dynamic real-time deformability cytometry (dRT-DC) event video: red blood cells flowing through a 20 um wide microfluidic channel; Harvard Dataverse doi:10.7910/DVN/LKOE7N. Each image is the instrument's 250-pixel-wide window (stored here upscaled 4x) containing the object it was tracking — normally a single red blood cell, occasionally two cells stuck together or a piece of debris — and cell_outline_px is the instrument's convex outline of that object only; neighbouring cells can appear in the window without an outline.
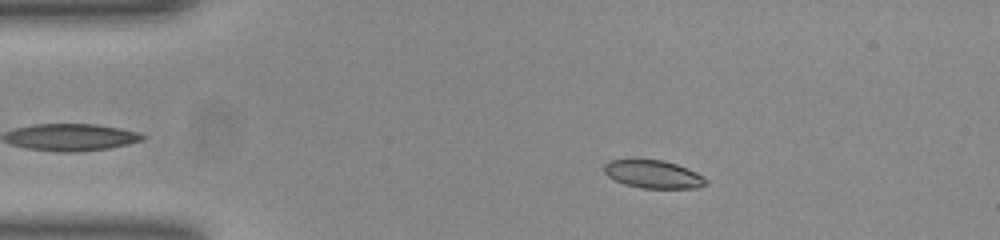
{"species": "common noctule bat (a hibernating species)", "species_latin": "Nyctalus noctula", "temperature_condition": "room temperature", "stored_images_in_passage": 45, "camera_frame_rate_fps": 3000, "um_per_image_px": 0.085, "animal": {"sex": "female", "body_mass_g": 23.0, "forearm_length_mm": 53.4}, "frame": {"image": 1, "passage_image": 9, "time_ms": 2.667, "image_size_px": [1000, 240], "cell_outline_px": [[708, 184], [696, 188], [640, 188], [624, 184], [608, 176], [604, 172], [604, 164], [608, 160], [664, 160], [676, 164], [696, 172], [704, 176], [708, 180]], "centroid_in_image_um": [55.55, 14.82], "position_along_channel_um": 29.5, "area_um2": 16.59}}
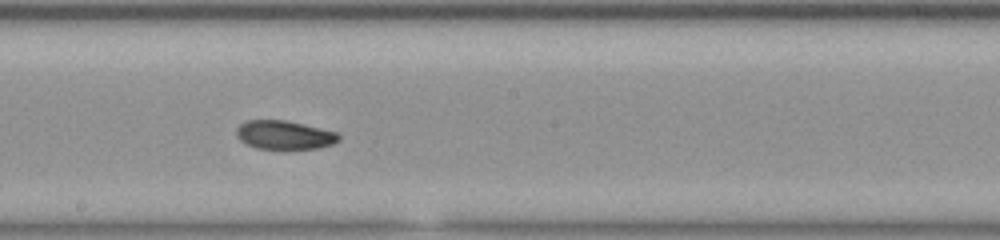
{"frame": {"image": 2, "passage_image": 28, "time_ms": 9.0, "image_size_px": [1000, 240], "cell_outline_px": [[340, 140], [332, 144], [320, 148], [256, 148], [240, 140], [236, 136], [236, 128], [240, 124], [248, 120], [284, 120], [304, 124], [336, 132], [340, 136]], "centroid_in_image_um": [24.17, 11.46], "position_along_channel_um": 224.0, "area_um2": 16.94}}
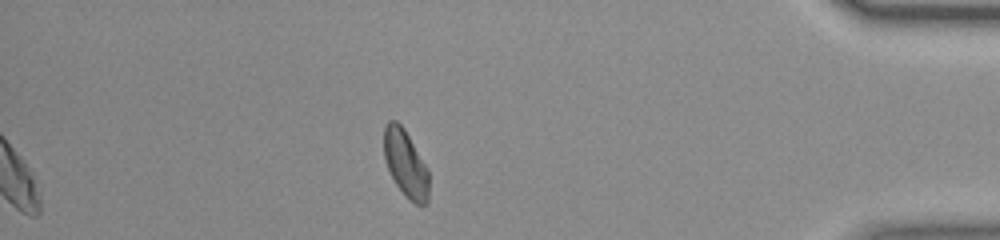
{"frame": {"image": 3, "passage_image": 45, "time_ms": 14.667, "image_size_px": [1000, 240], "cell_outline_px": [[428, 204], [416, 204], [408, 200], [404, 196], [396, 184], [388, 168], [384, 156], [384, 128], [388, 120], [396, 120], [404, 128], [428, 168]], "centroid_in_image_um": [34.48, 13.91], "position_along_channel_um": 400.7, "area_um2": 17.57}, "authors_computed_cell_mechanics": {"area_um2": 17.4556, "velocity_mm_per_s": 3.8925, "shape_relaxation_time_tau1_ms": null, "shape_relaxation_time_tau2_ms": 3.818, "deformation_change_tau1": null, "deformation_change_tau2": 0.0776}}